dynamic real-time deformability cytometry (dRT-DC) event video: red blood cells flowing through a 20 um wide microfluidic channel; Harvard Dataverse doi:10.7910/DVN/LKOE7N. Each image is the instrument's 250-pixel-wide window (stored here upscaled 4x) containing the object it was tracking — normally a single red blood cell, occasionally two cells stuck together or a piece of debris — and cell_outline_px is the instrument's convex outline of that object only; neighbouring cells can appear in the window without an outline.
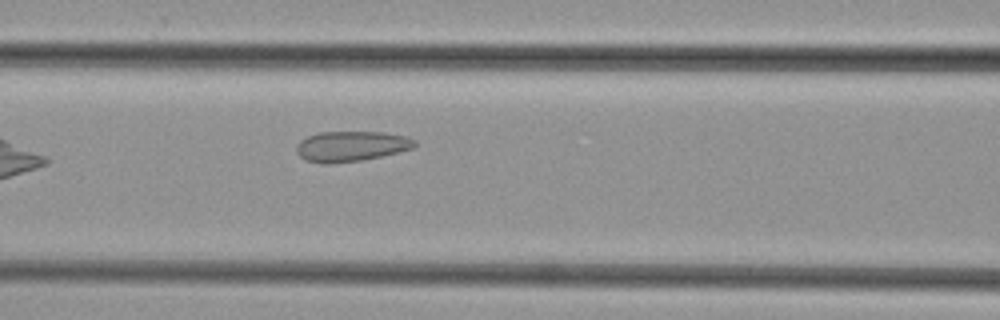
{"species": "common noctule bat (a hibernating species)", "species_latin": "Nyctalus noctula", "temperature_condition": "cold", "stored_images_in_passage": 33, "camera_frame_rate_fps": 3000, "um_per_image_px": 0.085, "animal": {"sex": "female", "body_mass_g": 29.2, "forearm_length_mm": 56.3}, "frame": {"image": 1, "passage_image": 7, "time_ms": 2.0, "image_size_px": [1000, 320], "cell_outline_px": [[416, 144], [412, 148], [380, 156], [360, 160], [328, 164], [324, 164], [304, 160], [296, 152], [296, 144], [300, 140], [308, 136], [320, 132], [384, 132], [404, 136], [416, 140]], "centroid_in_image_um": [29.79, 12.43], "position_along_channel_um": 136.8, "area_um2": 20.75}}
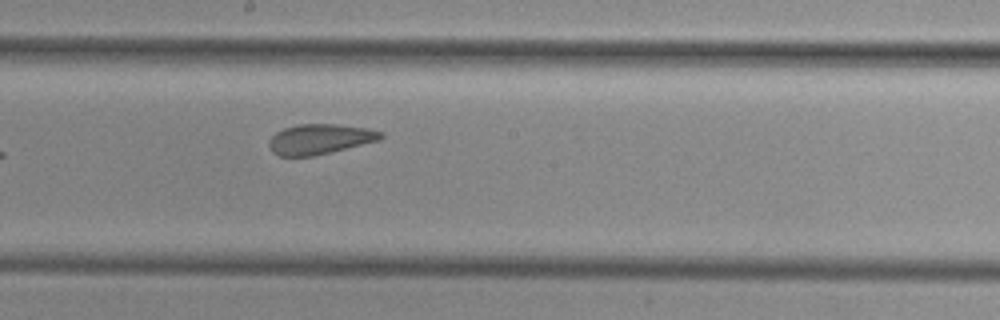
{"frame": {"image": 2, "passage_image": 13, "time_ms": 4.0, "image_size_px": [1000, 320], "cell_outline_px": [[384, 136], [380, 140], [316, 156], [280, 156], [272, 152], [268, 144], [268, 140], [276, 132], [284, 128], [300, 124], [336, 124], [368, 128], [384, 132]], "centroid_in_image_um": [27.2, 11.83], "position_along_channel_um": 221.0, "area_um2": 19.83}}
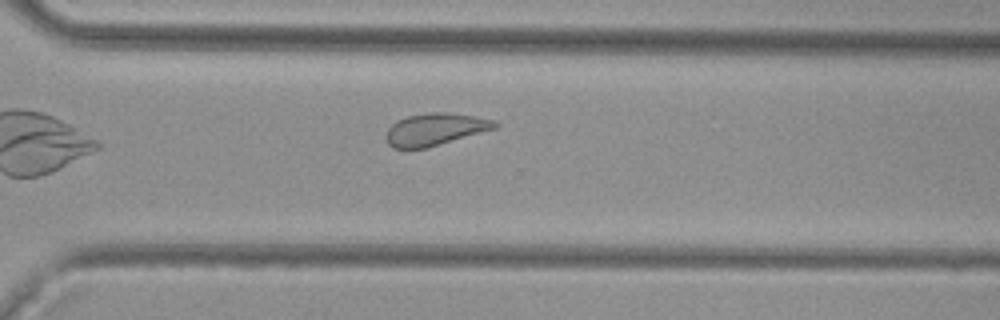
{"frame": {"image": 3, "passage_image": 21, "time_ms": 6.667, "image_size_px": [1000, 320], "cell_outline_px": [[500, 124], [496, 128], [428, 148], [392, 148], [388, 144], [384, 136], [388, 128], [396, 120], [408, 116], [428, 112], [448, 112], [496, 120]], "centroid_in_image_um": [36.97, 10.99], "position_along_channel_um": 333.6, "area_um2": 20.58}}